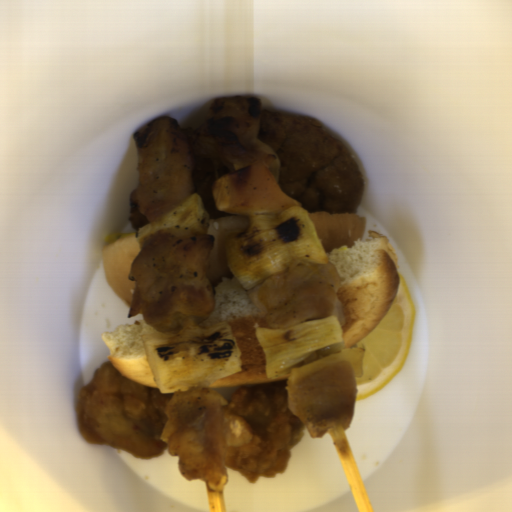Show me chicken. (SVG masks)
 Here are the masks:
<instances>
[{"mask_svg":"<svg viewBox=\"0 0 512 512\" xmlns=\"http://www.w3.org/2000/svg\"><path fill=\"white\" fill-rule=\"evenodd\" d=\"M174 393L124 377L111 361L97 367L77 393L80 437L92 445H110L139 459L162 456L165 407Z\"/></svg>","mask_w":512,"mask_h":512,"instance_id":"chicken-1","label":"chicken"},{"mask_svg":"<svg viewBox=\"0 0 512 512\" xmlns=\"http://www.w3.org/2000/svg\"><path fill=\"white\" fill-rule=\"evenodd\" d=\"M227 409L244 417L252 439L225 457L226 469L241 472L249 483L260 477L285 473L291 449L304 437L307 426L289 410L287 383L240 388Z\"/></svg>","mask_w":512,"mask_h":512,"instance_id":"chicken-2","label":"chicken"}]
</instances>
